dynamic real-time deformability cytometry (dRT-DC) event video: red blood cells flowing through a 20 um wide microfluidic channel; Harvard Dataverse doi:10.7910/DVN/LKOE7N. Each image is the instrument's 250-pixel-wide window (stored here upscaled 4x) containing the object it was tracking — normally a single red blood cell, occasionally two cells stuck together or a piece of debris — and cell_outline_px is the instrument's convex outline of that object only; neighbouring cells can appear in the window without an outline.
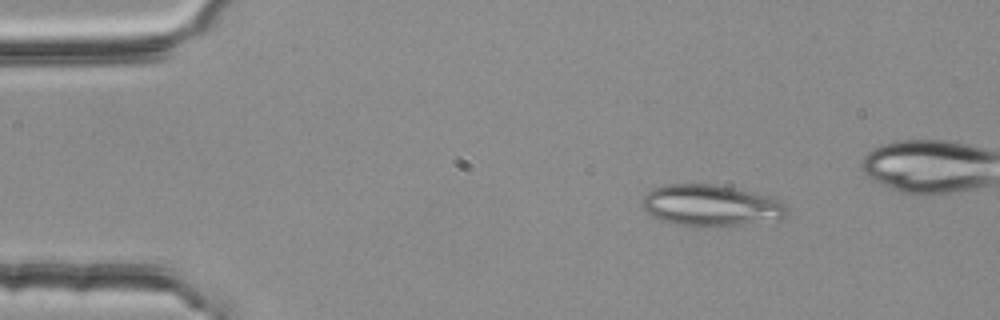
{"species": "common noctule bat (a hibernating species)", "species_latin": "Nyctalus noctula", "temperature_condition": "room temperature", "stored_images_in_passage": 4, "camera_frame_rate_fps": 3000, "um_per_image_px": 0.085, "animal": {"sex": "female", "body_mass_g": 25.1}, "frame": {"image": 1, "passage_image": 1, "time_ms": 0.0, "image_size_px": [1000, 320], "cell_outline_px": [[788, 212], [780, 220], [704, 228], [692, 228], [660, 220], [648, 212], [640, 204], [644, 196], [652, 188], [668, 184], [712, 184], [732, 188], [768, 196], [784, 204], [788, 208]], "centroid_in_image_um": [60.39, 17.49], "position_along_channel_um": 24.6, "area_um2": 35.03}}